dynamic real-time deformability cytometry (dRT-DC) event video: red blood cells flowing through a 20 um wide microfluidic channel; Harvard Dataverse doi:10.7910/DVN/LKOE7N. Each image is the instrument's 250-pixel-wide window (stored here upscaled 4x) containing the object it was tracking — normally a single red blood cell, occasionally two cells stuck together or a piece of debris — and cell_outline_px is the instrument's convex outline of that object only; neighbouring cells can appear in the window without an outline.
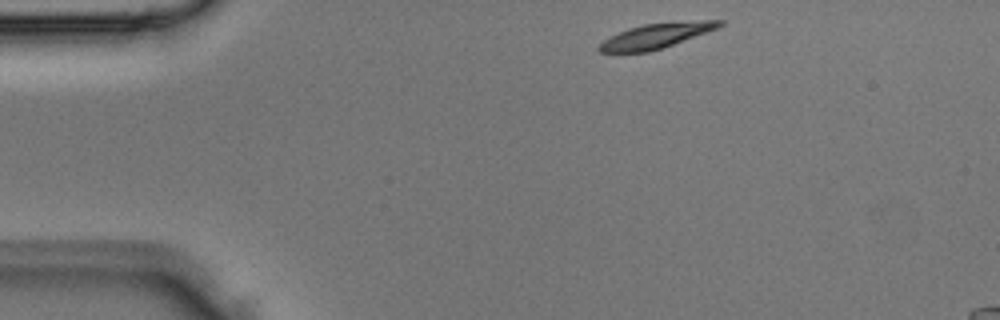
{"species": "Egyptian fruit bat (a non-hibernating species)", "species_latin": "Rousettus aegyptiacus", "temperature_condition": "room temperature", "stored_images_in_passage": 3, "segment_of_instrument_passage": [1, 2], "camera_frame_rate_fps": 3000, "um_per_image_px": 0.085, "animal": {"sex": "male"}, "frame": {"image": 1, "passage_image": 1, "time_ms": 0.0, "image_size_px": [1000, 320], "cell_outline_px": [[724, 24], [716, 28], [672, 44], [648, 52], [600, 52], [596, 48], [604, 40], [620, 32], [644, 24], [700, 20], [724, 20]], "centroid_in_image_um": [55.76, 3.04], "position_along_channel_um": 29.2, "area_um2": 16.82}}